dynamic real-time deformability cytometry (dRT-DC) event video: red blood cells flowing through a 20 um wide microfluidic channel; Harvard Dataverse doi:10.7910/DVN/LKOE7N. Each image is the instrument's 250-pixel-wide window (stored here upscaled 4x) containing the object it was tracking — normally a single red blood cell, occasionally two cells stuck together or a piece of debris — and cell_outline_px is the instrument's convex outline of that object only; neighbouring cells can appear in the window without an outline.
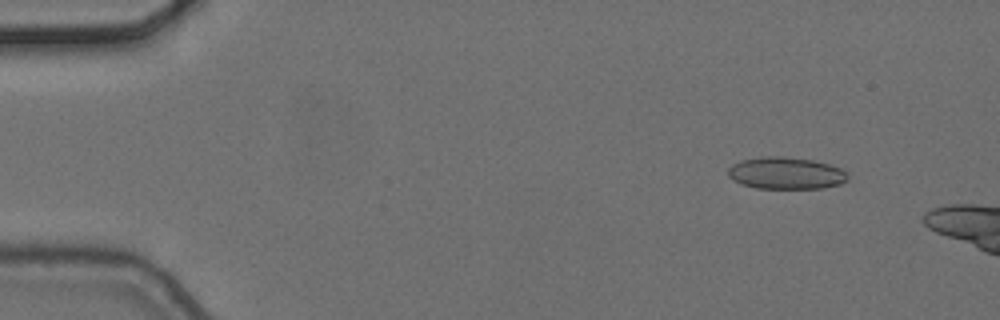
{"species": "common noctule bat (a hibernating species)", "species_latin": "Nyctalus noctula", "temperature_condition": "cold", "stored_images_in_passage": 3, "camera_frame_rate_fps": 3000, "um_per_image_px": 0.085, "animal": {"sex": "female", "body_mass_g": 24.6, "forearm_length_mm": 56.2}, "frame": {"image": 1, "passage_image": 1, "time_ms": 0.0, "image_size_px": [1000, 320], "cell_outline_px": [[848, 180], [840, 184], [824, 188], [756, 188], [740, 184], [732, 180], [728, 176], [728, 168], [732, 164], [740, 160], [760, 156], [784, 156], [812, 160], [828, 164], [840, 168], [848, 176]], "centroid_in_image_um": [66.75, 14.71], "position_along_channel_um": 18.2, "area_um2": 22.48}}